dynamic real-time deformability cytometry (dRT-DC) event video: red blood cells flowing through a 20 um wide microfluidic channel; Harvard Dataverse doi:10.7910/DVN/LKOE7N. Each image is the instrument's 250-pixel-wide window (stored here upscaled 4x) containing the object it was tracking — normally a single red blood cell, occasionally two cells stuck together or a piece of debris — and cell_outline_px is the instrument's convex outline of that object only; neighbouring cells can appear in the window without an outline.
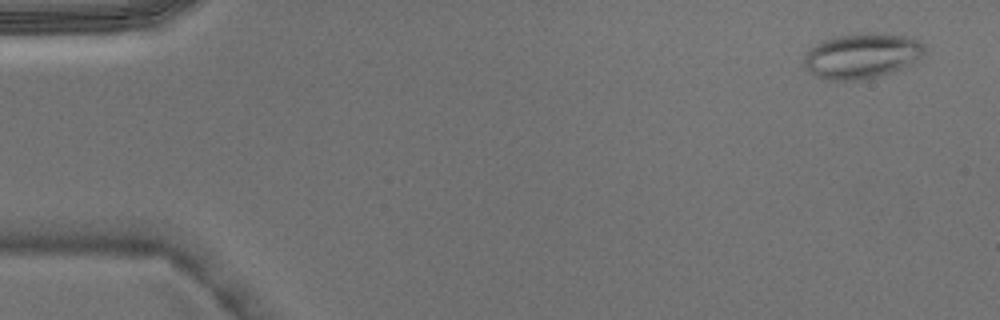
{"species": "Egyptian fruit bat (a non-hibernating species)", "species_latin": "Rousettus aegyptiacus", "temperature_condition": "warm", "stored_images_in_passage": 4, "camera_frame_rate_fps": 3000, "um_per_image_px": 0.085, "animal": {"sex": "male"}, "frame": {"image": 1, "passage_image": 1, "time_ms": 0.0, "image_size_px": [1000, 320], "cell_outline_px": [[924, 52], [912, 64], [904, 68], [892, 72], [864, 80], [824, 80], [816, 76], [804, 64], [804, 56], [816, 44], [824, 40], [840, 36], [860, 32], [876, 32], [912, 36], [920, 40], [924, 44]], "centroid_in_image_um": [73.32, 4.73], "position_along_channel_um": 11.7, "area_um2": 31.96}}